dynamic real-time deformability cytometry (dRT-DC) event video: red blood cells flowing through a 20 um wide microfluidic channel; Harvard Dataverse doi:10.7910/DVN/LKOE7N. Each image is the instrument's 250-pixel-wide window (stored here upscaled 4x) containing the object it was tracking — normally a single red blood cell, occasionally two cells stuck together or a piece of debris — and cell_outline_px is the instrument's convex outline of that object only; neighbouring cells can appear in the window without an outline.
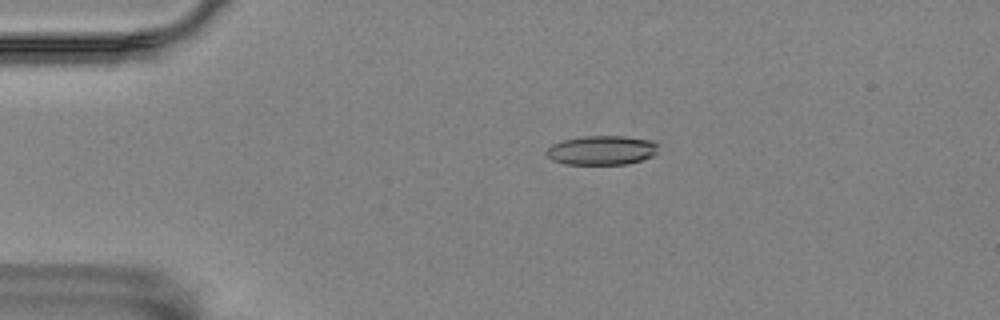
{"species": "Egyptian fruit bat (a non-hibernating species)", "species_latin": "Rousettus aegyptiacus", "temperature_condition": "room temperature", "stored_images_in_passage": 58, "camera_frame_rate_fps": 3000, "um_per_image_px": 0.085, "animal": {"sex": "female"}, "frame": {"image": 1, "passage_image": 12, "time_ms": 3.667, "image_size_px": [1000, 320], "cell_outline_px": [[660, 144], [656, 152], [652, 156], [628, 164], [564, 164], [552, 160], [544, 152], [552, 144], [564, 140], [584, 136], [624, 136], [652, 140]], "centroid_in_image_um": [51.16, 12.77], "position_along_channel_um": 33.8, "area_um2": 19.13}}
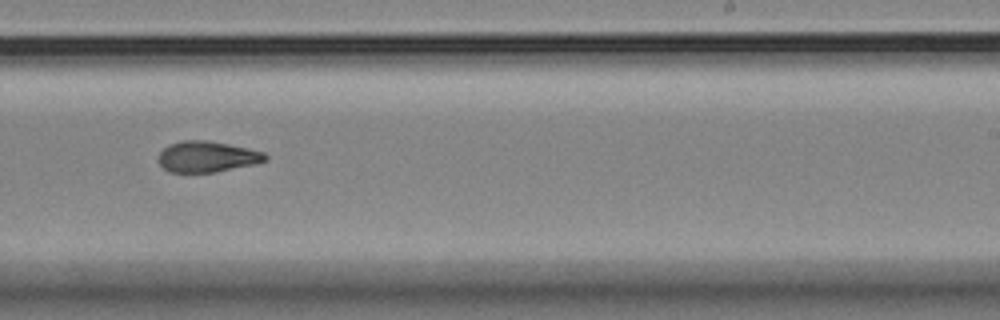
{"frame": {"image": 2, "passage_image": 36, "time_ms": 11.667, "image_size_px": [1000, 320], "cell_outline_px": [[268, 160], [252, 164], [216, 172], [168, 172], [156, 160], [160, 152], [168, 144], [180, 140], [208, 140], [248, 148], [264, 152], [268, 156]], "centroid_in_image_um": [17.57, 13.31], "position_along_channel_um": 271.4, "area_um2": 19.36}}
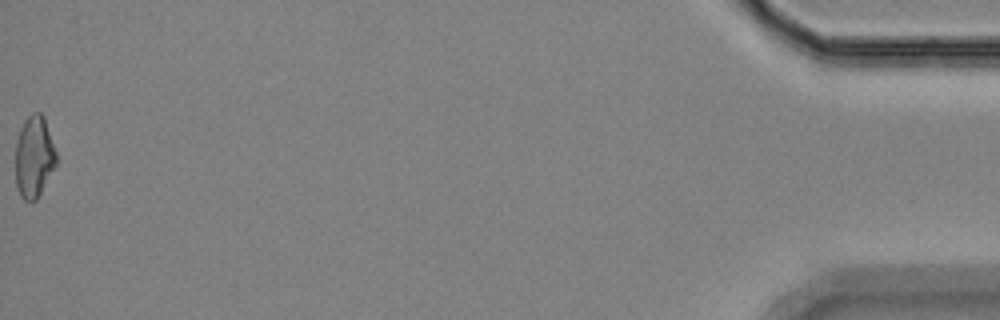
{"frame": {"image": 3, "passage_image": 58, "time_ms": 19.0, "image_size_px": [1000, 320], "cell_outline_px": [[56, 164], [36, 200], [32, 204], [24, 200], [20, 196], [16, 184], [16, 140], [20, 128], [24, 120], [32, 112], [40, 112], [44, 116], [56, 152]], "centroid_in_image_um": [2.88, 13.33], "position_along_channel_um": 432.3, "area_um2": 19.48}, "authors_computed_cell_mechanics": {"area_um2": 19.5653, "velocity_mm_per_s": 3.4855, "shape_relaxation_time_tau1_ms": null, "shape_relaxation_time_tau2_ms": 3.366, "deformation_change_tau1": null, "deformation_change_tau2": 0.1051}}